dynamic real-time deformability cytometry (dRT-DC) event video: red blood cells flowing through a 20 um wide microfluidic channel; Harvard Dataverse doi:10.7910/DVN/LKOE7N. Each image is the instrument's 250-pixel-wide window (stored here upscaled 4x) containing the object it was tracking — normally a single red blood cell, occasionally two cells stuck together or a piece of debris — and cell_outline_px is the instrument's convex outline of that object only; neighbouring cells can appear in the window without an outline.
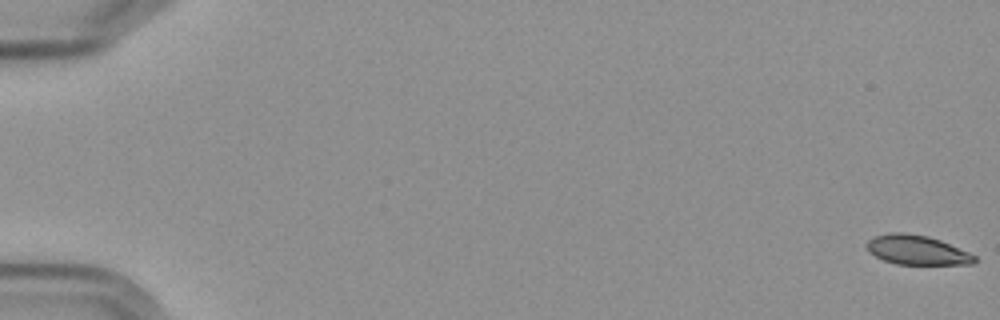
{"species": "Egyptian fruit bat (a non-hibernating species)", "species_latin": "Rousettus aegyptiacus", "temperature_condition": "cold", "stored_images_in_passage": 7, "camera_frame_rate_fps": 3000, "um_per_image_px": 0.085, "frame": {"image": 1, "passage_image": 1, "time_ms": 0.0, "image_size_px": [1000, 320], "cell_outline_px": [[976, 260], [972, 264], [896, 264], [884, 260], [868, 252], [864, 244], [872, 236], [888, 232], [904, 232], [928, 236], [940, 240], [968, 252], [976, 256]], "centroid_in_image_um": [77.87, 21.23], "position_along_channel_um": 7.1, "area_um2": 18.61}}
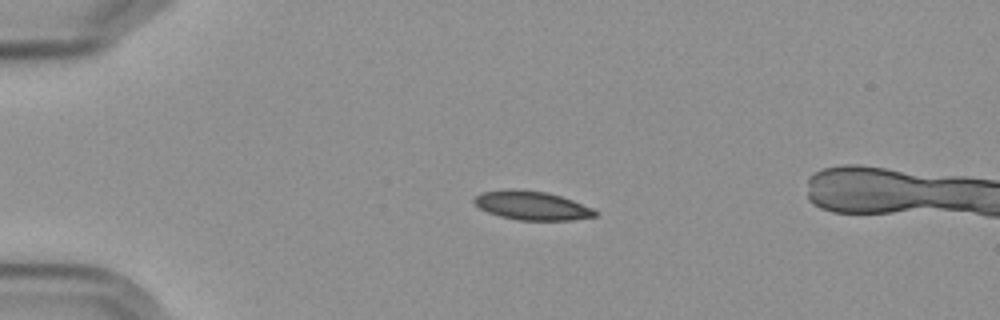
{"frame": {"image": 2, "passage_image": 5, "time_ms": 4.667, "image_size_px": [1000, 320], "cell_outline_px": [[600, 212], [596, 216], [572, 220], [516, 220], [500, 216], [488, 212], [480, 208], [472, 200], [480, 192], [508, 188], [512, 188], [548, 192], [572, 200], [592, 208]], "centroid_in_image_um": [45.2, 17.46], "position_along_channel_um": 39.8, "area_um2": 20.46}}